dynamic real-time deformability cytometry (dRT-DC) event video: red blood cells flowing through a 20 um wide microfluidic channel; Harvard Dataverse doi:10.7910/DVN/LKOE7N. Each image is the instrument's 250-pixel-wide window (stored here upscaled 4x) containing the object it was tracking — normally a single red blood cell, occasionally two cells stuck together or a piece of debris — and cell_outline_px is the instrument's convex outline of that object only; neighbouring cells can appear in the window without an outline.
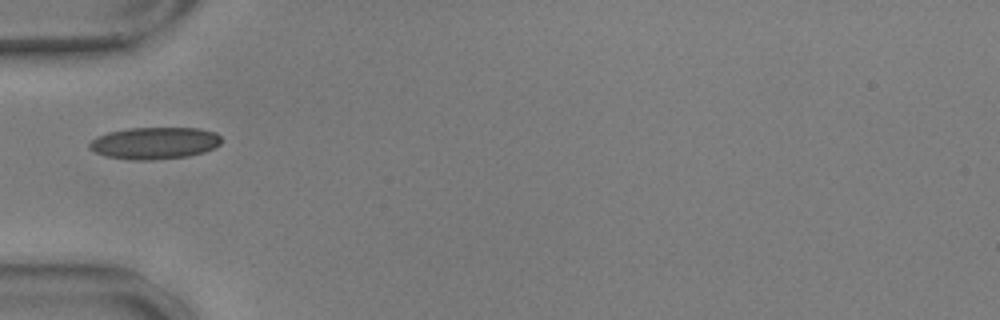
{"species": "common noctule bat (a hibernating species)", "species_latin": "Nyctalus noctula", "temperature_condition": "warm", "stored_images_in_passage": 16, "camera_frame_rate_fps": 3000, "um_per_image_px": 0.085, "animal": {"sex": "male", "body_mass_g": 17.9, "forearm_length_mm": 54.2}, "frame": {"image": 1, "passage_image": 1, "time_ms": 0.0, "image_size_px": [1000, 320], "cell_outline_px": [[220, 144], [204, 152], [188, 156], [148, 160], [132, 160], [108, 156], [96, 152], [88, 148], [88, 144], [96, 136], [108, 132], [128, 128], [200, 128], [216, 132], [220, 136]], "centroid_in_image_um": [13.13, 12.15], "position_along_channel_um": 71.9, "area_um2": 24.51}}